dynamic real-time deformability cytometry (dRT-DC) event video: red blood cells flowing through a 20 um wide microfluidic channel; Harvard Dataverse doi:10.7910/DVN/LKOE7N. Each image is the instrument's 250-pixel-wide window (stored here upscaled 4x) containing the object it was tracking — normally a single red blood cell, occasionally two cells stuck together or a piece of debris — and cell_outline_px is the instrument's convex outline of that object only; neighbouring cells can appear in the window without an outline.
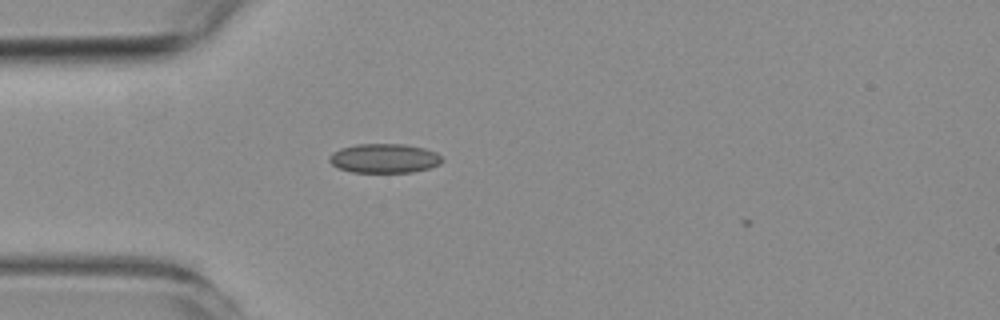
{"species": "common noctule bat (a hibernating species)", "species_latin": "Nyctalus noctula", "temperature_condition": "room temperature", "stored_images_in_passage": 38, "camera_frame_rate_fps": 3000, "um_per_image_px": 0.085, "animal": {"sex": "female", "body_mass_g": 19.3, "forearm_length_mm": 54.1}, "frame": {"image": 1, "passage_image": 3, "time_ms": 0.667, "image_size_px": [1000, 320], "cell_outline_px": [[444, 160], [440, 164], [428, 168], [412, 172], [352, 172], [340, 168], [332, 164], [328, 160], [328, 156], [332, 152], [340, 148], [356, 144], [404, 144], [424, 148], [436, 152], [444, 156]], "centroid_in_image_um": [32.68, 13.45], "position_along_channel_um": 52.3, "area_um2": 19.36}}
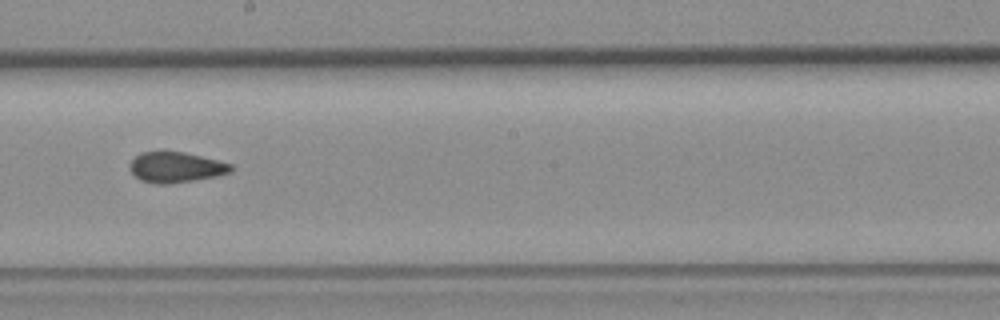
{"frame": {"image": 2, "passage_image": 18, "time_ms": 5.667, "image_size_px": [1000, 320], "cell_outline_px": [[232, 172], [216, 176], [168, 184], [152, 184], [140, 180], [128, 168], [128, 164], [140, 152], [184, 152], [232, 164]], "centroid_in_image_um": [14.91, 14.23], "position_along_channel_um": 233.3, "area_um2": 17.86}}
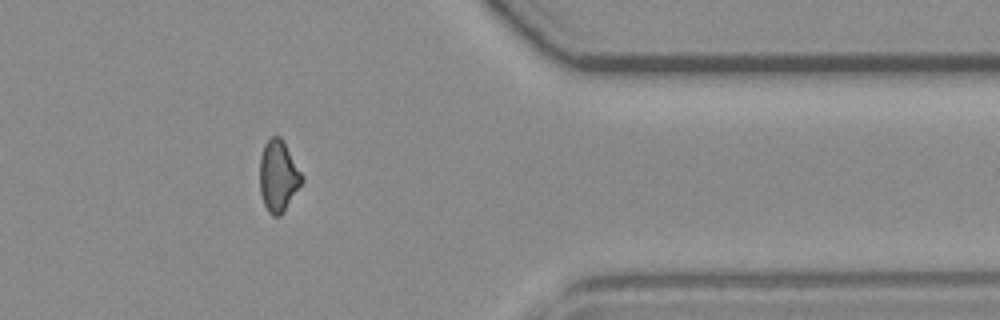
{"frame": {"image": 3, "passage_image": 32, "time_ms": 10.333, "image_size_px": [1000, 320], "cell_outline_px": [[304, 180], [284, 212], [280, 216], [272, 216], [268, 212], [264, 204], [260, 192], [260, 156], [264, 144], [272, 136], [280, 136], [304, 176]], "centroid_in_image_um": [23.66, 14.98], "position_along_channel_um": 387.7, "area_um2": 17.57}, "authors_computed_cell_mechanics": {"area_um2": 18.1781, "velocity_mm_per_s": 3.7617, "shape_relaxation_time_tau1_ms": null, "shape_relaxation_time_tau2_ms": 1.6086, "deformation_change_tau1": null, "deformation_change_tau2": 0.0664}}